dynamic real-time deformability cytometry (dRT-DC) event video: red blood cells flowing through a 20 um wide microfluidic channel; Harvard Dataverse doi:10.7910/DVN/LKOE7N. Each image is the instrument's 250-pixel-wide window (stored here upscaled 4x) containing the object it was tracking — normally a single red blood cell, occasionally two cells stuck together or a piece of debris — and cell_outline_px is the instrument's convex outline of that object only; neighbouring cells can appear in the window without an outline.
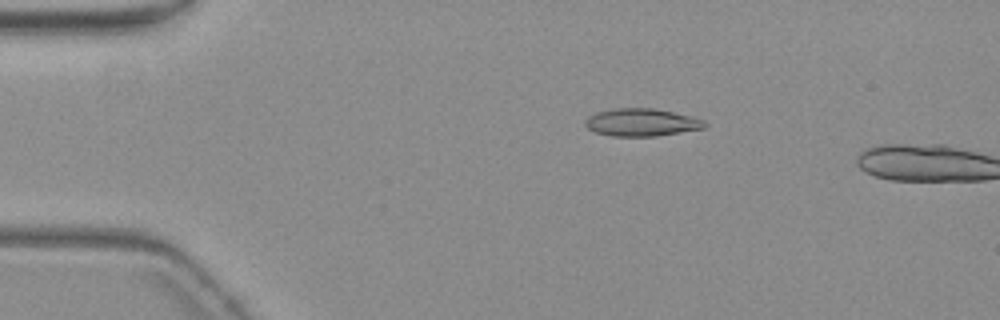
{"species": "common noctule bat (a hibernating species)", "species_latin": "Nyctalus noctula", "temperature_condition": "warm", "stored_images_in_passage": 13, "camera_frame_rate_fps": 3000, "um_per_image_px": 0.085, "animal": {"sex": "female", "body_mass_g": 19.3, "forearm_length_mm": 54.1}, "frame": {"image": 1, "passage_image": 11, "time_ms": 3.333, "image_size_px": [1000, 320], "cell_outline_px": [[708, 124], [704, 128], [656, 136], [612, 136], [596, 132], [588, 128], [584, 124], [584, 120], [588, 116], [596, 112], [616, 108], [652, 108], [692, 116], [704, 120]], "centroid_in_image_um": [54.52, 10.4], "position_along_channel_um": 30.5, "area_um2": 19.19}}